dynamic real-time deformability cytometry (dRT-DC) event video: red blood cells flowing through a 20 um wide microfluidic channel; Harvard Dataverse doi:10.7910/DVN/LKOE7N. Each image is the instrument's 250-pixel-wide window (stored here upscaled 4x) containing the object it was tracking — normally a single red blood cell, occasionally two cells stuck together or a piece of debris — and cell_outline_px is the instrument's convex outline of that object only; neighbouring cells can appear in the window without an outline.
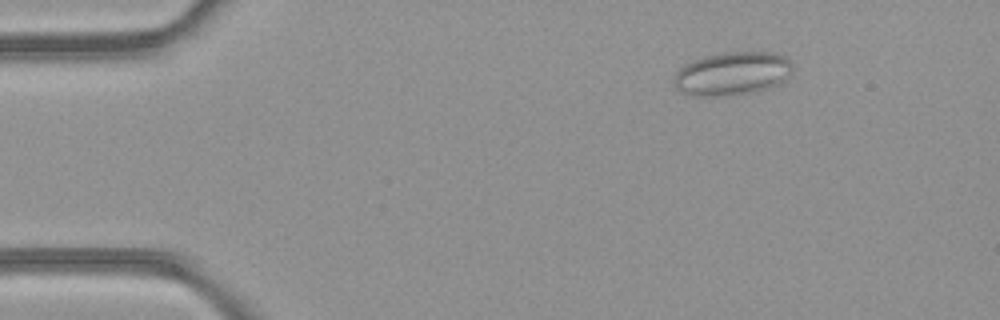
{"species": "common noctule bat (a hibernating species)", "species_latin": "Nyctalus noctula", "temperature_condition": "room temperature", "stored_images_in_passage": 15, "camera_frame_rate_fps": 3000, "um_per_image_px": 0.085, "animal": {"sex": "female", "body_mass_g": 21.9}, "frame": {"image": 1, "passage_image": 7, "time_ms": 2.0, "image_size_px": [1000, 320], "cell_outline_px": [[792, 76], [780, 84], [768, 88], [752, 92], [720, 96], [692, 96], [680, 92], [676, 88], [672, 80], [676, 72], [684, 64], [692, 60], [704, 56], [724, 52], [772, 52], [784, 56], [792, 64]], "centroid_in_image_um": [62.23, 6.26], "position_along_channel_um": 22.8, "area_um2": 30.4}}